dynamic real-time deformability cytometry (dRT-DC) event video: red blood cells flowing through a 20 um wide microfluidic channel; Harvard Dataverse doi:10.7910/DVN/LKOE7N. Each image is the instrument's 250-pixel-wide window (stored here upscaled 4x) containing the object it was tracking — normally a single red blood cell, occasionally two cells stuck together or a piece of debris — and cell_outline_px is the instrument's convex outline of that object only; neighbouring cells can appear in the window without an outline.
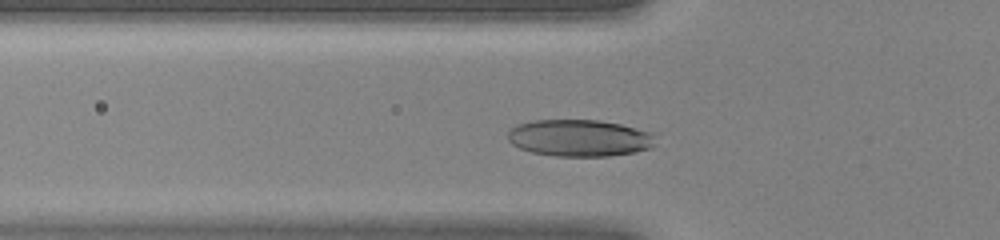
{"species": "human", "species_latin": "Homo sapiens", "temperature_condition": "warm", "stored_images_in_passage": 34, "camera_frame_rate_fps": 3000, "um_per_image_px": 0.085, "donor": {"sex": "female"}, "frame": {"image": 1, "passage_image": 9, "time_ms": 2.667, "image_size_px": [1000, 240], "cell_outline_px": [[656, 144], [652, 148], [636, 152], [608, 156], [556, 156], [532, 152], [520, 148], [512, 144], [508, 140], [508, 132], [516, 124], [532, 120], [600, 120], [620, 124], [652, 132]], "centroid_in_image_um": [49.27, 11.73], "position_along_channel_um": 76.5, "area_um2": 31.91}}
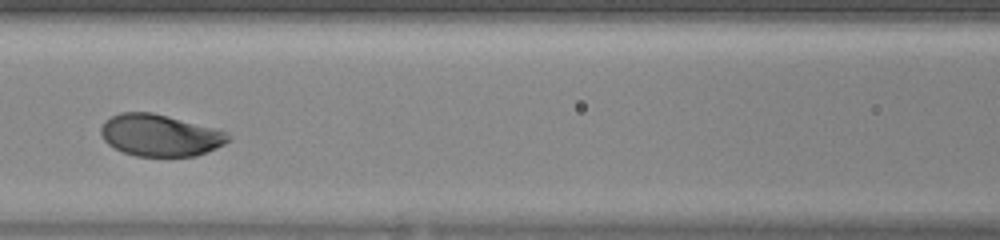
{"frame": {"image": 2, "passage_image": 14, "time_ms": 4.333, "image_size_px": [1000, 240], "cell_outline_px": [[232, 140], [216, 148], [196, 156], [136, 156], [124, 152], [108, 144], [104, 140], [100, 132], [100, 128], [104, 120], [120, 112], [152, 112], [216, 128], [228, 132], [232, 136]], "centroid_in_image_um": [13.63, 11.49], "position_along_channel_um": 153.0, "area_um2": 31.21}}
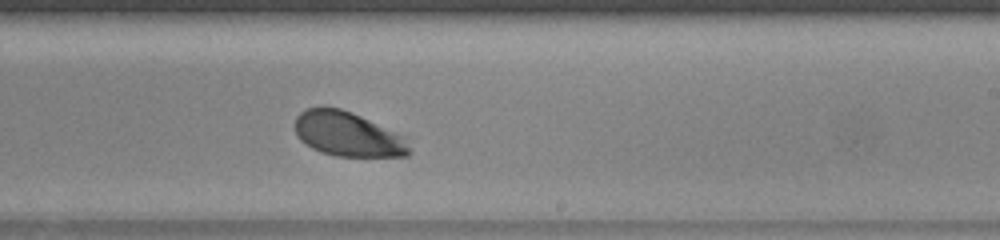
{"frame": {"image": 3, "passage_image": 21, "time_ms": 6.667, "image_size_px": [1000, 240], "cell_outline_px": [[412, 152], [408, 156], [336, 156], [320, 152], [312, 148], [300, 140], [296, 136], [296, 116], [300, 112], [308, 108], [340, 108], [352, 112], [404, 136]], "centroid_in_image_um": [29.56, 11.42], "position_along_channel_um": 259.4, "area_um2": 29.48}}